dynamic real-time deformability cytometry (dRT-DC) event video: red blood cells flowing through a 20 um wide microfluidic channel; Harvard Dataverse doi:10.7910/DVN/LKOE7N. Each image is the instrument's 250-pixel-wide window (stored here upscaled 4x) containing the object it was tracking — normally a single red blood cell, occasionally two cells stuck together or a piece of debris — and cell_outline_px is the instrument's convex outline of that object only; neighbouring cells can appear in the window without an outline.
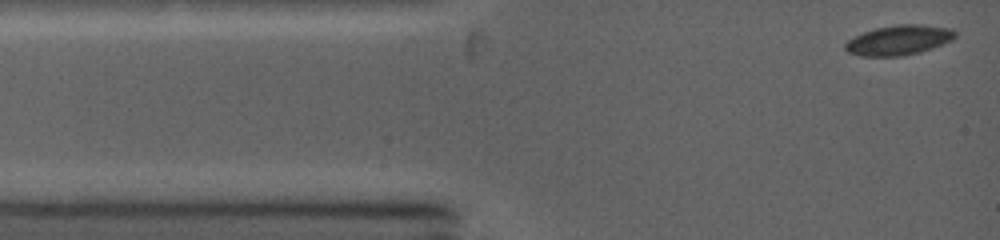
{"species": "common noctule bat (a hibernating species)", "species_latin": "Nyctalus noctula", "temperature_condition": "warm", "stored_images_in_passage": 31, "camera_frame_rate_fps": 5000, "um_per_image_px": 0.085, "animal": {"sex": "female", "body_mass_g": 19.0, "forearm_length_mm": 53.3}, "frame": {"image": 1, "passage_image": 1, "time_ms": 0.0, "image_size_px": [1000, 240], "cell_outline_px": [[956, 36], [952, 40], [932, 48], [920, 52], [904, 56], [860, 56], [848, 52], [844, 48], [844, 44], [848, 40], [864, 32], [876, 28], [900, 24], [920, 24], [952, 28], [956, 32]], "centroid_in_image_um": [76.42, 3.41], "position_along_channel_um": 8.6, "area_um2": 19.13}}
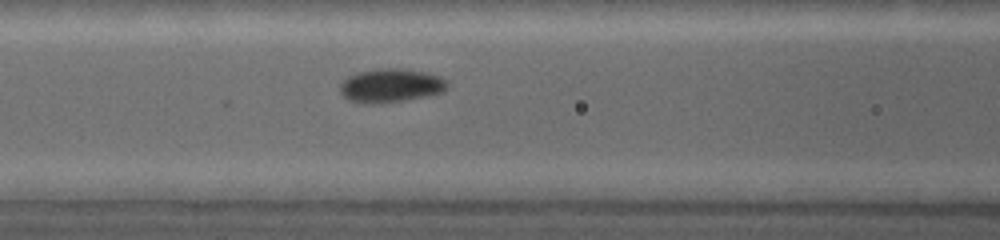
{"frame": {"image": 2, "passage_image": 14, "time_ms": 4.2, "image_size_px": [1000, 240], "cell_outline_px": [[448, 88], [444, 92], [404, 100], [376, 104], [364, 104], [348, 100], [340, 92], [340, 84], [348, 76], [360, 72], [376, 68], [396, 68], [424, 72], [440, 76], [448, 84]], "centroid_in_image_um": [33.19, 7.28], "position_along_channel_um": 133.4, "area_um2": 21.04}}
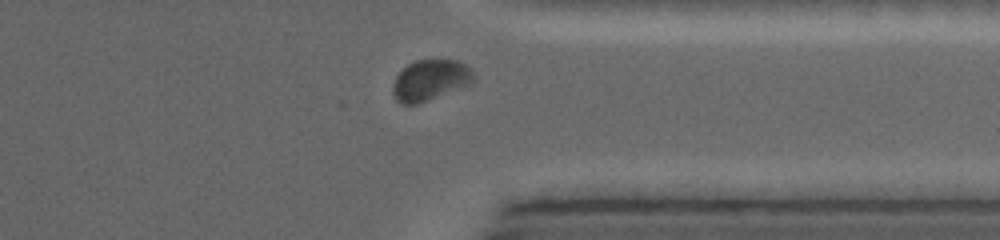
{"frame": {"image": 3, "passage_image": 31, "time_ms": 10.0, "image_size_px": [1000, 240], "cell_outline_px": [[472, 80], [468, 84], [416, 104], [404, 104], [396, 100], [392, 92], [392, 88], [396, 76], [408, 64], [416, 60], [456, 60], [472, 68]], "centroid_in_image_um": [36.52, 6.79], "position_along_channel_um": 374.9, "area_um2": 18.61}, "authors_computed_cell_mechanics": {"area_um2": 19.074, "velocity_mm_per_s": 4.1793, "shape_relaxation_time_tau1_ms": 4.0381, "shape_relaxation_time_tau2_ms": null, "deformation_change_tau1": 0.1186, "deformation_change_tau2": null}}